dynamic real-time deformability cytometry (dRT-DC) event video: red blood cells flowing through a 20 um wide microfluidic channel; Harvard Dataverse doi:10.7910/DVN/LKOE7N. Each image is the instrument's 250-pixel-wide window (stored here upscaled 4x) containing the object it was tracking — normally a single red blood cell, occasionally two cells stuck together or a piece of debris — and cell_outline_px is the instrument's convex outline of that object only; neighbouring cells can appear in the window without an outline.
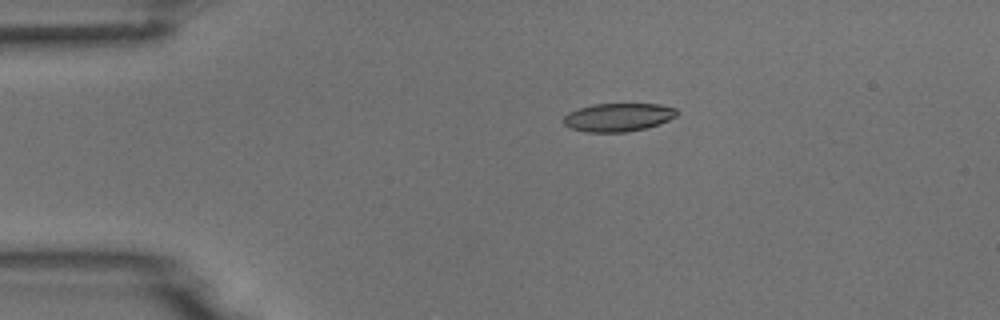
{"species": "common noctule bat (a hibernating species)", "species_latin": "Nyctalus noctula", "temperature_condition": "room temperature", "stored_images_in_passage": 6, "camera_frame_rate_fps": 3000, "um_per_image_px": 0.085, "animal": {"sex": "male", "body_mass_g": 18.8}, "frame": {"image": 1, "passage_image": 3, "time_ms": 2.333, "image_size_px": [1000, 320], "cell_outline_px": [[680, 112], [676, 116], [668, 120], [644, 128], [628, 132], [584, 132], [572, 128], [564, 124], [564, 116], [568, 112], [592, 104], [660, 104], [676, 108]], "centroid_in_image_um": [52.55, 9.96], "position_along_channel_um": 32.4, "area_um2": 18.61}}
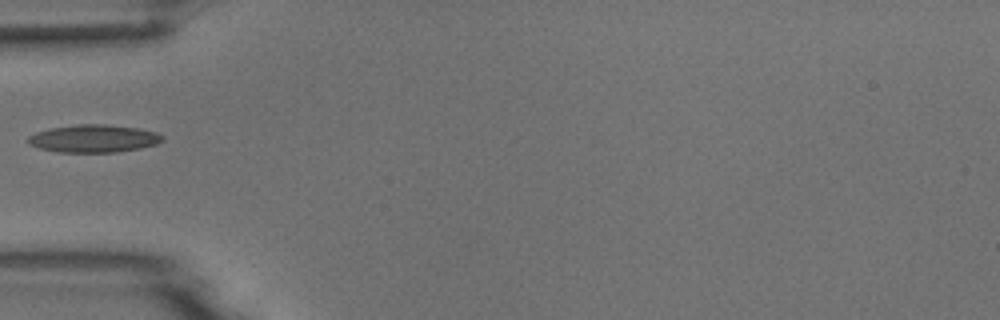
{"frame": {"image": 2, "passage_image": 5, "time_ms": 4.667, "image_size_px": [1000, 320], "cell_outline_px": [[164, 140], [156, 144], [140, 148], [116, 152], [60, 152], [40, 148], [28, 144], [28, 136], [36, 132], [52, 128], [76, 124], [104, 124], [136, 128], [156, 132], [164, 136]], "centroid_in_image_um": [7.97, 11.77], "position_along_channel_um": 77.0, "area_um2": 21.56}}